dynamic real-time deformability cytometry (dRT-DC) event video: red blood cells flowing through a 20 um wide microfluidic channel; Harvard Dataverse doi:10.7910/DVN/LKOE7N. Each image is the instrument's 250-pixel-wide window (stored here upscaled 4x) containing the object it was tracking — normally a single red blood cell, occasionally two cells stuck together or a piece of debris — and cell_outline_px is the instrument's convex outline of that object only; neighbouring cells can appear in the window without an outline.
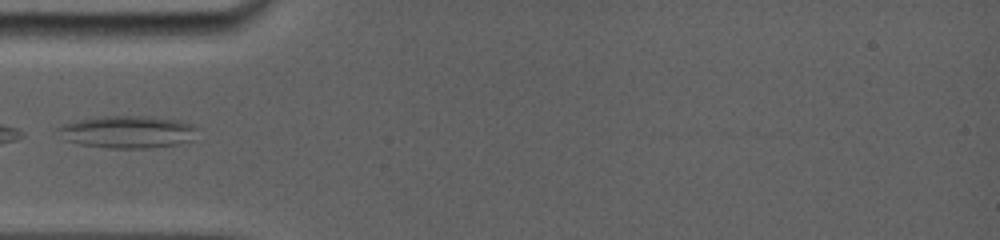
{"species": "common noctule bat (a hibernating species)", "species_latin": "Nyctalus noctula", "temperature_condition": "room temperature", "stored_images_in_passage": 14, "camera_frame_rate_fps": 5000, "um_per_image_px": 0.085, "animal": {"sex": "female", "body_mass_g": 19.0, "forearm_length_mm": 56.7}, "frame": {"image": 1, "passage_image": 1, "time_ms": 0.0, "image_size_px": [1000, 240], "cell_outline_px": [[196, 128], [192, 140], [176, 144], [144, 148], [112, 148], [80, 144], [64, 140], [56, 128], [64, 124], [80, 120], [100, 116], [152, 116], [180, 120], [196, 124]], "centroid_in_image_um": [10.86, 11.2], "position_along_channel_um": 74.1, "area_um2": 26.18}}